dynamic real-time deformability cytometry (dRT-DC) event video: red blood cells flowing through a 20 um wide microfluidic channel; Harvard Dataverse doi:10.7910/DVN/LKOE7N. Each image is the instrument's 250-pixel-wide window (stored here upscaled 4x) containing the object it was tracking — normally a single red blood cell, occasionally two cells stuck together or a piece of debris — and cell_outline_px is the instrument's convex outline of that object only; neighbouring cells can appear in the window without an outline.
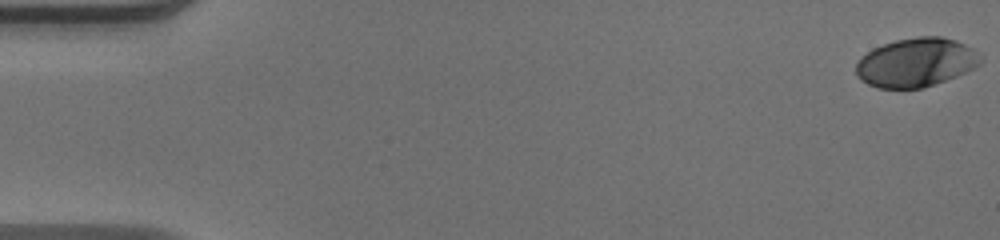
{"species": "human", "species_latin": "Homo sapiens", "temperature_condition": "warm", "stored_images_in_passage": 51, "camera_frame_rate_fps": 3000, "um_per_image_px": 0.085, "donor": {"sex": "male"}, "frame": {"image": 1, "passage_image": 1, "time_ms": 0.0, "image_size_px": [1000, 240], "cell_outline_px": [[980, 64], [956, 76], [924, 88], [876, 88], [860, 80], [856, 76], [856, 64], [860, 56], [872, 48], [896, 40], [916, 36], [940, 36], [956, 40], [972, 48], [980, 56]], "centroid_in_image_um": [77.81, 5.3], "position_along_channel_um": 7.2, "area_um2": 35.49}}
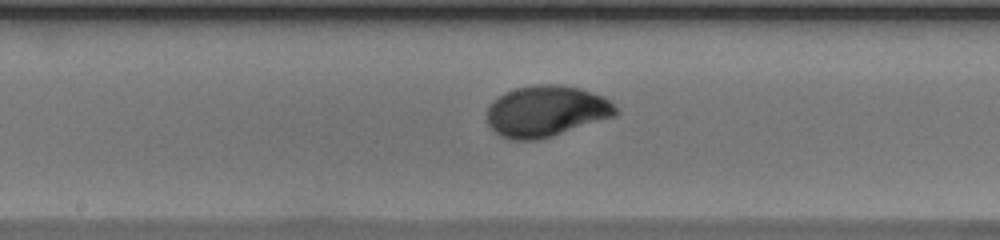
{"frame": {"image": 2, "passage_image": 27, "time_ms": 8.667, "image_size_px": [1000, 240], "cell_outline_px": [[620, 112], [616, 116], [552, 136], [536, 140], [512, 140], [500, 136], [488, 124], [488, 108], [504, 92], [516, 88], [536, 84], [556, 84], [580, 88], [600, 96], [608, 100]], "centroid_in_image_um": [46.44, 9.46], "position_along_channel_um": 201.8, "area_um2": 38.03}}
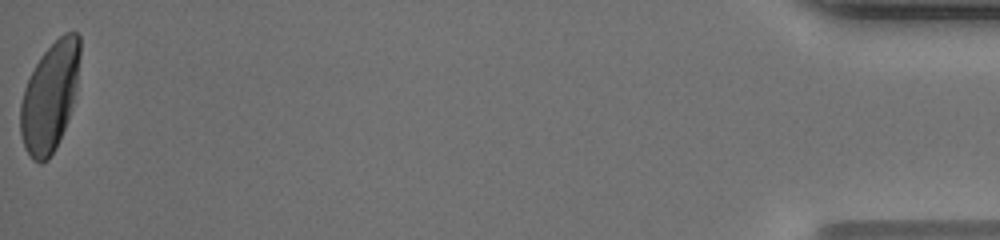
{"frame": {"image": 3, "passage_image": 51, "time_ms": 16.667, "image_size_px": [1000, 240], "cell_outline_px": [[80, 56], [76, 88], [68, 120], [56, 148], [48, 160], [40, 164], [32, 160], [24, 148], [20, 132], [20, 104], [24, 88], [40, 56], [64, 32], [76, 32], [80, 36]], "centroid_in_image_um": [4.23, 8.26], "position_along_channel_um": 431.0, "area_um2": 37.8}, "authors_computed_cell_mechanics": {"area_um2": 36.992, "velocity_mm_per_s": 4.0859, "shape_relaxation_time_tau1_ms": 3.0916, "shape_relaxation_time_tau2_ms": null, "deformation_change_tau1": 0.1815, "deformation_change_tau2": null}}